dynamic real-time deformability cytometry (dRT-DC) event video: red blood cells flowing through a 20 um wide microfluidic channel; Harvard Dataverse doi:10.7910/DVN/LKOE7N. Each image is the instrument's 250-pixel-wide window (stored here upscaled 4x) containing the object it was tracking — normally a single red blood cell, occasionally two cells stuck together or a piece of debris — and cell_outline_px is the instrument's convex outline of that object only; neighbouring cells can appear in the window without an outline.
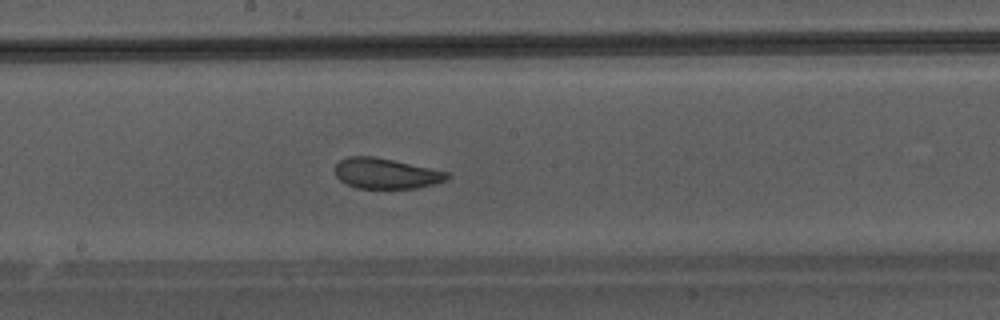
{"species": "Egyptian fruit bat (a non-hibernating species)", "species_latin": "Rousettus aegyptiacus", "temperature_condition": "warm", "stored_images_in_passage": 47, "camera_frame_rate_fps": 3000, "um_per_image_px": 0.085, "animal": {"sex": "male"}, "frame": {"image": 1, "passage_image": 27, "time_ms": 8.667, "image_size_px": [1000, 320], "cell_outline_px": [[452, 176], [448, 180], [416, 188], [356, 188], [340, 180], [336, 176], [336, 164], [340, 160], [348, 156], [372, 156], [392, 160], [448, 172]], "centroid_in_image_um": [32.82, 14.75], "position_along_channel_um": 215.4, "area_um2": 19.71}}